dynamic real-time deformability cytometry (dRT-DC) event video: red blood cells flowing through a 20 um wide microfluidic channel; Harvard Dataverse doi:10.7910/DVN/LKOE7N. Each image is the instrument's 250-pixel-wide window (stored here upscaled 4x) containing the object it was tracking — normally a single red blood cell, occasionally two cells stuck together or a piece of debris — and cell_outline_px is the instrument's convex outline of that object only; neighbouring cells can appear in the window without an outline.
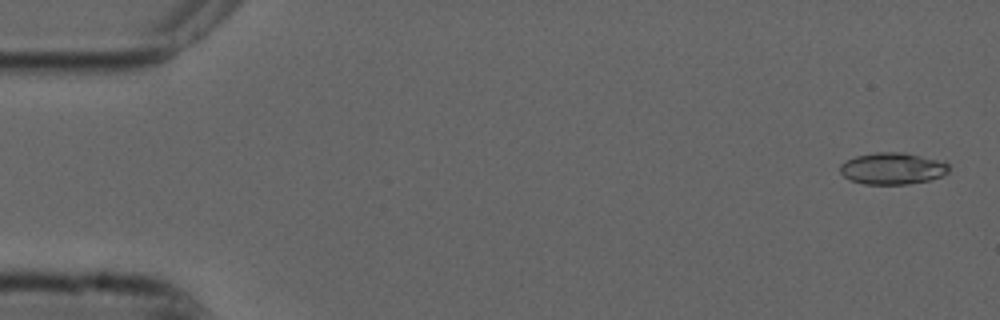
{"species": "common noctule bat (a hibernating species)", "species_latin": "Nyctalus noctula", "temperature_condition": "cold", "stored_images_in_passage": 14, "camera_frame_rate_fps": 3000, "um_per_image_px": 0.085, "animal": {"sex": "male", "forearm_length_mm": 52.5}, "frame": {"image": 1, "passage_image": 2, "time_ms": 0.333, "image_size_px": [1000, 320], "cell_outline_px": [[948, 172], [940, 176], [928, 180], [908, 184], [864, 184], [852, 180], [844, 176], [840, 172], [840, 164], [856, 156], [876, 152], [904, 152], [944, 160], [948, 164]], "centroid_in_image_um": [75.88, 14.31], "position_along_channel_um": 9.1, "area_um2": 20.11}}
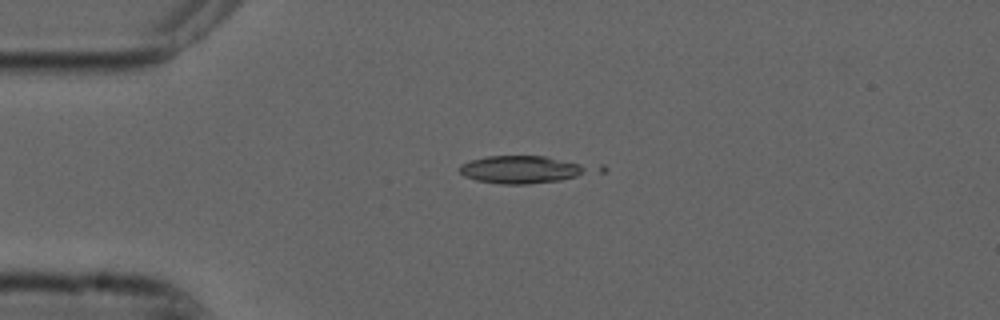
{"frame": {"image": 2, "passage_image": 13, "time_ms": 4.0, "image_size_px": [1000, 320], "cell_outline_px": [[608, 168], [604, 172], [560, 180], [528, 184], [500, 184], [476, 180], [464, 176], [460, 172], [460, 164], [472, 160], [488, 156], [544, 156], [604, 164]], "centroid_in_image_um": [44.81, 14.39], "position_along_channel_um": 40.2, "area_um2": 22.6}}